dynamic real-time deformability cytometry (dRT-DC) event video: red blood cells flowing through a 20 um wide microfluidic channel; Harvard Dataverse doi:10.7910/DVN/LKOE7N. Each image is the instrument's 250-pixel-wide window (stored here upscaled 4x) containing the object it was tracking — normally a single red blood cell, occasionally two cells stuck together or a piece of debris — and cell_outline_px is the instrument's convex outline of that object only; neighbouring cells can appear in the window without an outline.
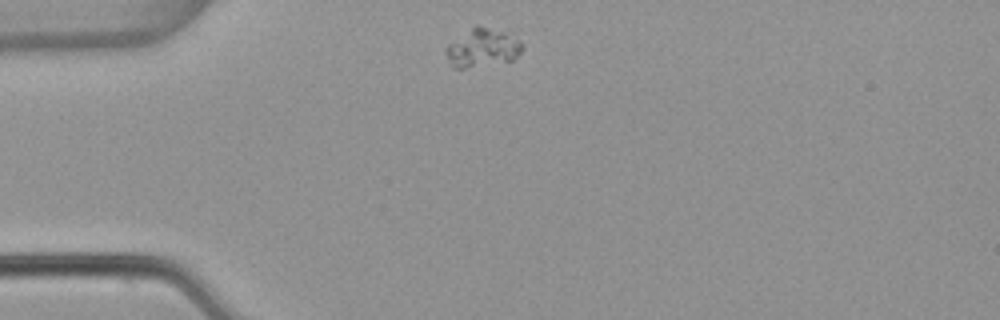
{"species": "common noctule bat (a hibernating species)", "species_latin": "Nyctalus noctula", "temperature_condition": "warm", "stored_images_in_passage": 7, "camera_frame_rate_fps": 3000, "um_per_image_px": 0.085, "animal": {"sex": "female", "body_mass_g": 22.7, "forearm_length_mm": 54.2}, "frame": {"image": 1, "passage_image": 1, "time_ms": 0.0, "image_size_px": [1000, 320], "cell_outline_px": [[524, 48], [512, 60], [464, 68], [452, 68], [444, 52], [444, 48], [448, 44], [476, 24], [504, 32], [520, 40], [524, 44]], "centroid_in_image_um": [40.98, 4.06], "position_along_channel_um": 44.0, "area_um2": 16.99}}
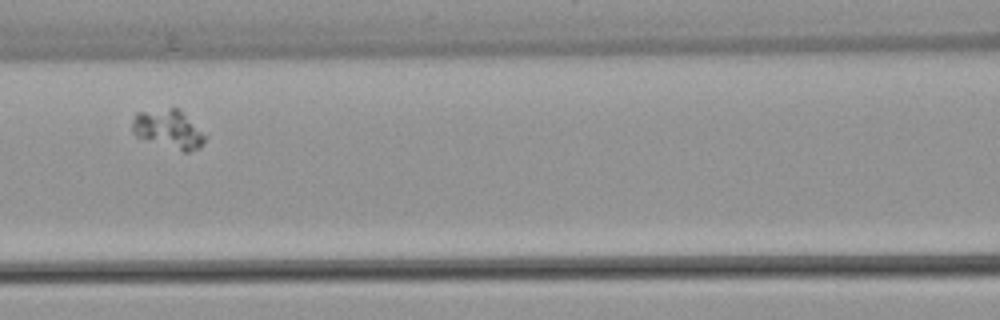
{"frame": {"image": 2, "passage_image": 4, "time_ms": 1.0, "image_size_px": [1000, 320], "cell_outline_px": [[204, 140], [200, 148], [188, 152], [184, 152], [136, 136], [132, 132], [132, 120], [136, 112], [172, 108], [180, 108], [204, 136]], "centroid_in_image_um": [14.28, 10.97], "position_along_channel_um": 152.3, "area_um2": 16.01}}
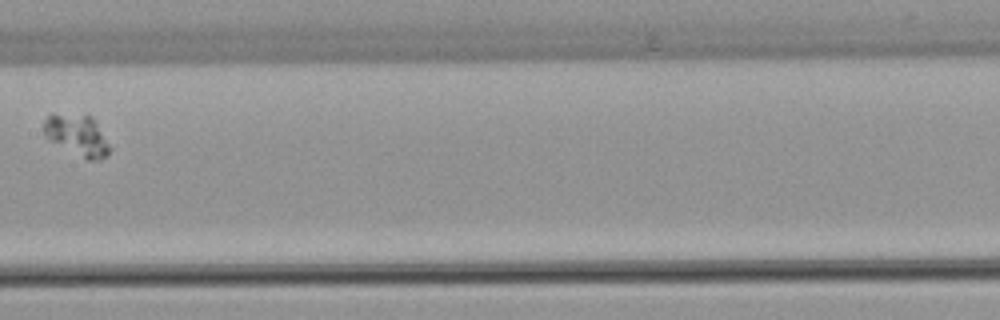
{"frame": {"image": 3, "passage_image": 5, "time_ms": 1.333, "image_size_px": [1000, 320], "cell_outline_px": [[112, 148], [100, 160], [88, 160], [48, 140], [44, 136], [44, 120], [52, 112], [92, 116]], "centroid_in_image_um": [6.54, 11.47], "position_along_channel_um": 200.9, "area_um2": 15.84}}